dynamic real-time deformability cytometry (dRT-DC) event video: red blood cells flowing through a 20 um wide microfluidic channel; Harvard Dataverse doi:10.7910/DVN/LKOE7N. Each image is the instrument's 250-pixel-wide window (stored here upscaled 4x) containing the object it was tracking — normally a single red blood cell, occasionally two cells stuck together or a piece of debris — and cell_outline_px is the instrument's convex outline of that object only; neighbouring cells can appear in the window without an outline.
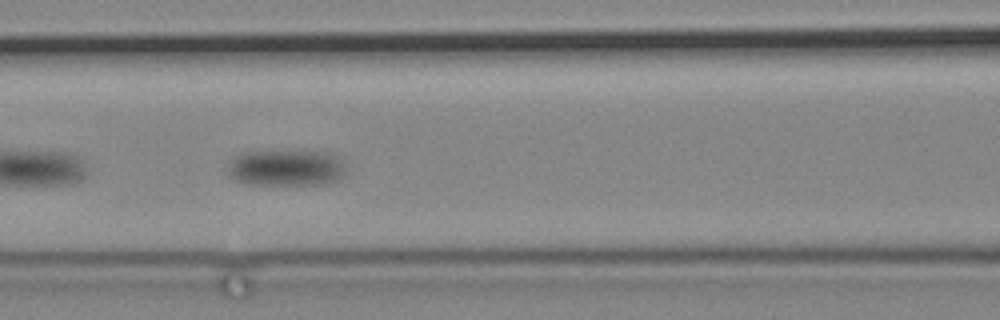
{"species": "common noctule bat (a hibernating species)", "species_latin": "Nyctalus noctula", "temperature_condition": "cold", "stored_images_in_passage": 21, "camera_frame_rate_fps": 3000, "um_per_image_px": 0.085, "animal": {"sex": "male", "body_mass_g": 19.2, "forearm_length_mm": 51.8}, "frame": {"image": 1, "passage_image": 12, "time_ms": 3.667, "image_size_px": [1000, 320], "cell_outline_px": [[344, 176], [340, 180], [320, 184], [248, 184], [236, 180], [228, 172], [228, 160], [240, 152], [300, 148], [328, 152], [340, 156], [344, 164]], "centroid_in_image_um": [24.35, 14.19], "position_along_channel_um": 142.3, "area_um2": 26.24}}